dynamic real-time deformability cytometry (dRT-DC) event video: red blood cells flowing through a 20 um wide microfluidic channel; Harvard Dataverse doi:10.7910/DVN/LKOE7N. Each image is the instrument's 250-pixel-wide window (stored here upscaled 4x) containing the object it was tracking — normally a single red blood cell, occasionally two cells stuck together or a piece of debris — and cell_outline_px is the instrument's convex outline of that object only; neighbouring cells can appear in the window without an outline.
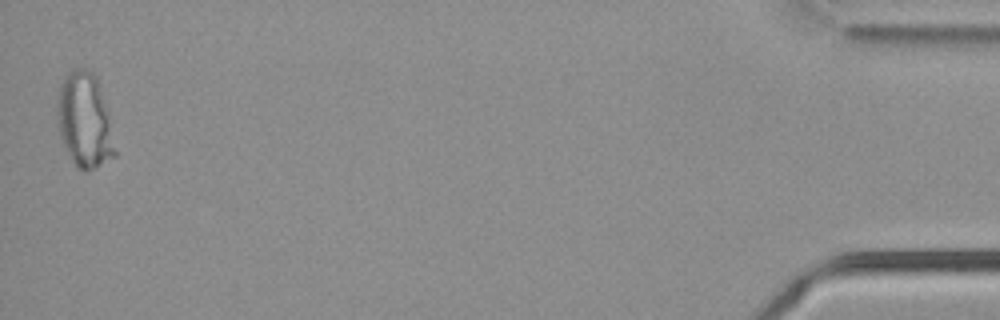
{"species": "common noctule bat (a hibernating species)", "species_latin": "Nyctalus noctula", "temperature_condition": "cold", "stored_images_in_passage": 38, "segment_of_instrument_passage": [2, 2], "camera_frame_rate_fps": 3000, "um_per_image_px": 0.085, "animal": {"sex": "male", "body_mass_g": 21.5, "forearm_length_mm": 52.0}, "frame": {"image": 1, "passage_image": 38, "time_ms": 12.333, "image_size_px": [1000, 320], "cell_outline_px": [[116, 156], [84, 172], [72, 160], [60, 136], [56, 120], [56, 104], [60, 84], [68, 72], [72, 68], [88, 68], [96, 76], [108, 116], [116, 152]], "centroid_in_image_um": [7.15, 10.19], "position_along_channel_um": 428.1, "area_um2": 31.5}}